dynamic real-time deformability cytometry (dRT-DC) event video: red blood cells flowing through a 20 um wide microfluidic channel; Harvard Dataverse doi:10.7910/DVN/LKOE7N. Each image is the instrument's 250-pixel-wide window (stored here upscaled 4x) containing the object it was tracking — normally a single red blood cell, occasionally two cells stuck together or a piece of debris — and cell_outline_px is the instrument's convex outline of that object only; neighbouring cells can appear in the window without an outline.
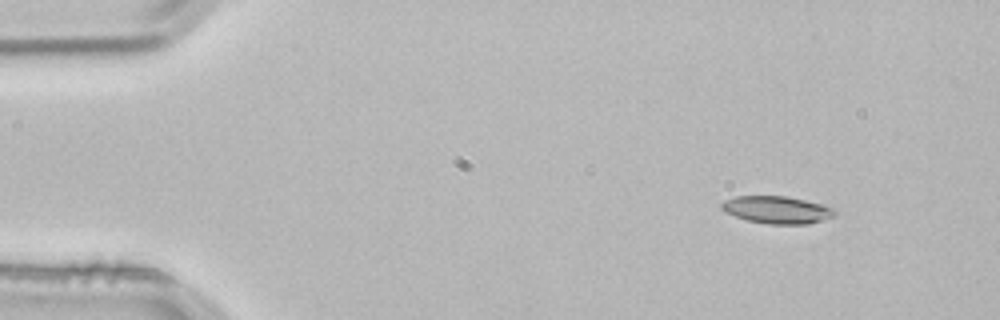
{"species": "common noctule bat (a hibernating species)", "species_latin": "Nyctalus noctula", "temperature_condition": "room temperature", "stored_images_in_passage": 3, "camera_frame_rate_fps": 3000, "um_per_image_px": 0.085, "animal": {"sex": "male", "body_mass_g": 21.5, "forearm_length_mm": 52.0}, "frame": {"image": 1, "passage_image": 1, "time_ms": 0.0, "image_size_px": [1000, 320], "cell_outline_px": [[836, 216], [808, 224], [768, 224], [748, 220], [724, 212], [720, 208], [720, 204], [724, 200], [736, 196], [784, 196], [824, 204], [832, 208], [836, 212]], "centroid_in_image_um": [66.04, 17.83], "position_along_channel_um": 19.0, "area_um2": 18.09}}
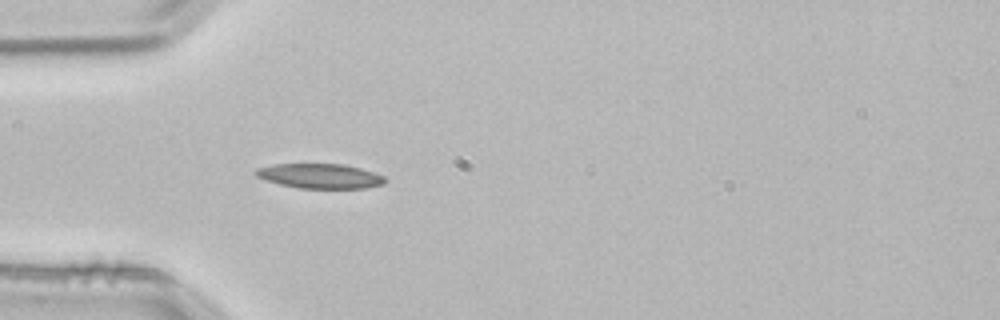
{"frame": {"image": 2, "passage_image": 3, "time_ms": 0.667, "image_size_px": [1000, 320], "cell_outline_px": [[388, 180], [384, 184], [364, 188], [300, 188], [280, 184], [256, 176], [252, 172], [256, 168], [272, 164], [344, 164], [360, 168], [384, 176]], "centroid_in_image_um": [27.19, 14.95], "position_along_channel_um": 57.8, "area_um2": 18.61}}